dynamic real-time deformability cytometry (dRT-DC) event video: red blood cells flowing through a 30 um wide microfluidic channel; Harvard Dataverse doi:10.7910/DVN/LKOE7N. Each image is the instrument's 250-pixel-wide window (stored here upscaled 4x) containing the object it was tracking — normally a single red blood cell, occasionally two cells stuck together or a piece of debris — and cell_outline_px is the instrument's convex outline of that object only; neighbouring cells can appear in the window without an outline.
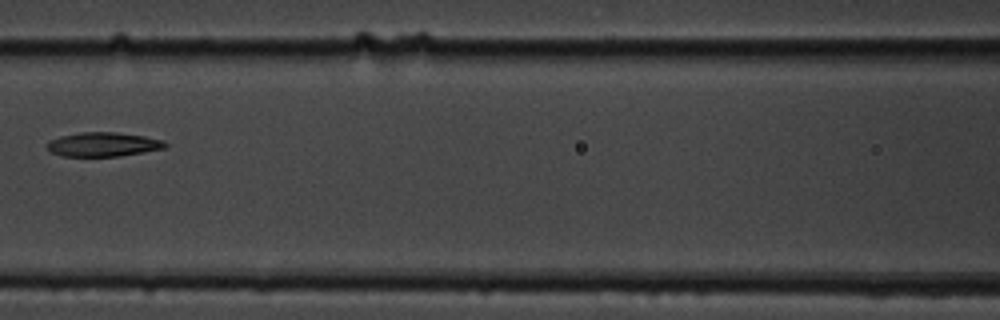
{"species": "common noctule bat (a hibernating species)", "species_latin": "Nyctalus noctula", "temperature_condition": "cold", "stored_images_in_passage": 4, "camera_frame_rate_fps": 3000, "um_per_image_px": 0.085, "animal": {"sex": "male", "body_mass_g": 19.5, "forearm_length_mm": 54.6}, "frame": {"image": 1, "passage_image": 3, "time_ms": 2.333, "image_size_px": [1000, 320], "cell_outline_px": [[168, 144], [164, 148], [120, 156], [60, 156], [52, 152], [44, 144], [48, 140], [60, 136], [80, 132], [116, 132], [144, 136], [164, 140]], "centroid_in_image_um": [8.73, 12.27], "position_along_channel_um": 157.9, "area_um2": 16.7}}
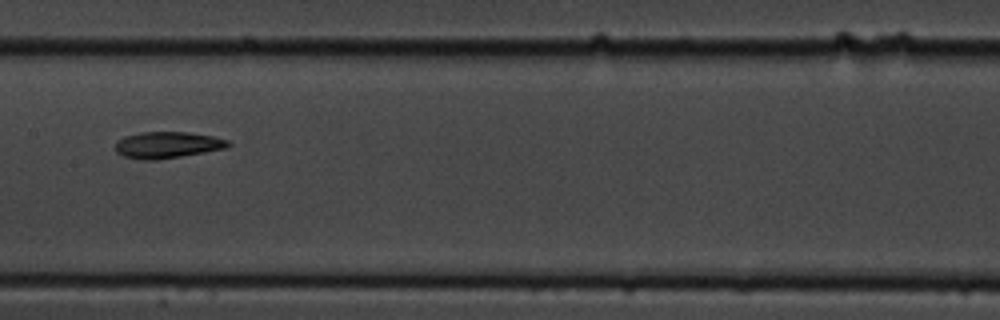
{"frame": {"image": 2, "passage_image": 4, "time_ms": 3.333, "image_size_px": [1000, 320], "cell_outline_px": [[232, 144], [228, 148], [156, 160], [144, 160], [124, 156], [116, 152], [116, 140], [124, 136], [140, 132], [188, 132], [212, 136], [228, 140]], "centroid_in_image_um": [14.23, 12.31], "position_along_channel_um": 193.2, "area_um2": 17.4}}